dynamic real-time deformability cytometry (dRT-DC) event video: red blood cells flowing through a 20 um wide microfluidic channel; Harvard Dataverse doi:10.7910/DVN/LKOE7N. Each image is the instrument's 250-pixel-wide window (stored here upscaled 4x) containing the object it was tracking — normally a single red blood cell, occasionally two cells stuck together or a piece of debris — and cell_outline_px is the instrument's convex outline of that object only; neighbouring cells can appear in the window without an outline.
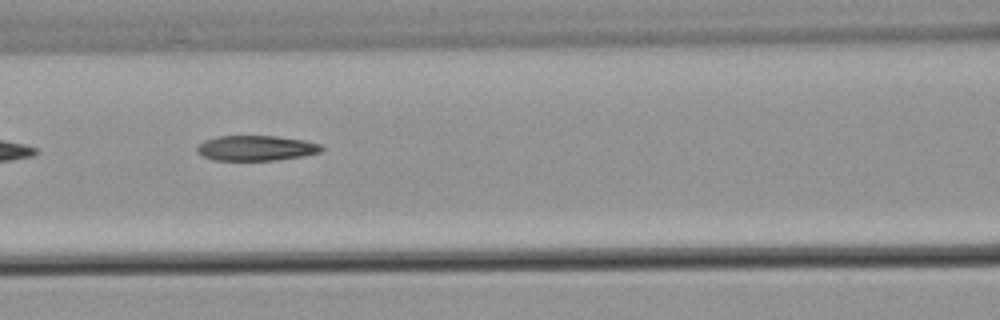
{"species": "common noctule bat (a hibernating species)", "species_latin": "Nyctalus noctula", "temperature_condition": "warm", "stored_images_in_passage": 13, "camera_frame_rate_fps": 3000, "um_per_image_px": 0.085, "animal": {"sex": "male", "body_mass_g": 21.5, "forearm_length_mm": 52.0}, "frame": {"image": 1, "passage_image": 8, "time_ms": 9.333, "image_size_px": [1000, 320], "cell_outline_px": [[324, 148], [320, 152], [300, 156], [276, 160], [212, 160], [196, 152], [196, 148], [204, 140], [216, 136], [276, 136], [304, 140], [320, 144]], "centroid_in_image_um": [21.74, 12.58], "position_along_channel_um": 144.9, "area_um2": 18.21}}